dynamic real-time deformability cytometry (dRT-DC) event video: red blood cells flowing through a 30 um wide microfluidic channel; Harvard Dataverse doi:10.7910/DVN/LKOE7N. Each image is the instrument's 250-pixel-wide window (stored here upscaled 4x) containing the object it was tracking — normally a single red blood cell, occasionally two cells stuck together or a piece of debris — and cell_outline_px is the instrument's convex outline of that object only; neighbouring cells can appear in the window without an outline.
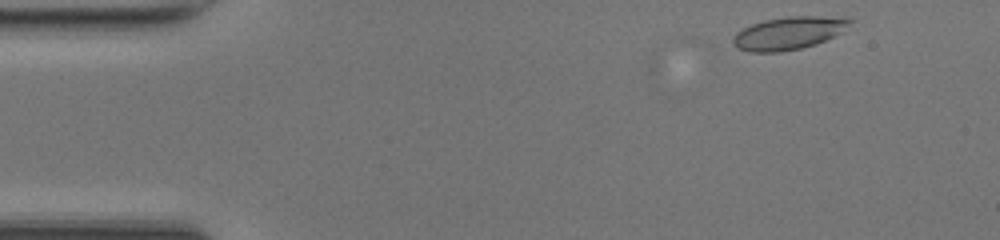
{"species": "common noctule bat (a hibernating species)", "species_latin": "Nyctalus noctula", "temperature_condition": "room temperature", "stored_images_in_passage": 2, "camera_frame_rate_fps": 3000, "um_per_image_px": 0.085, "animal": {"sex": "female", "body_mass_g": 17.0, "forearm_length_mm": 48.0}, "frame": {"image": 1, "passage_image": 2, "time_ms": 0.333, "image_size_px": [1000, 240], "cell_outline_px": [[852, 20], [840, 32], [816, 44], [800, 48], [780, 52], [748, 52], [732, 44], [732, 40], [736, 32], [752, 24], [764, 20], [788, 16], [816, 16]], "centroid_in_image_um": [66.93, 2.83], "position_along_channel_um": 18.1, "area_um2": 21.73}}